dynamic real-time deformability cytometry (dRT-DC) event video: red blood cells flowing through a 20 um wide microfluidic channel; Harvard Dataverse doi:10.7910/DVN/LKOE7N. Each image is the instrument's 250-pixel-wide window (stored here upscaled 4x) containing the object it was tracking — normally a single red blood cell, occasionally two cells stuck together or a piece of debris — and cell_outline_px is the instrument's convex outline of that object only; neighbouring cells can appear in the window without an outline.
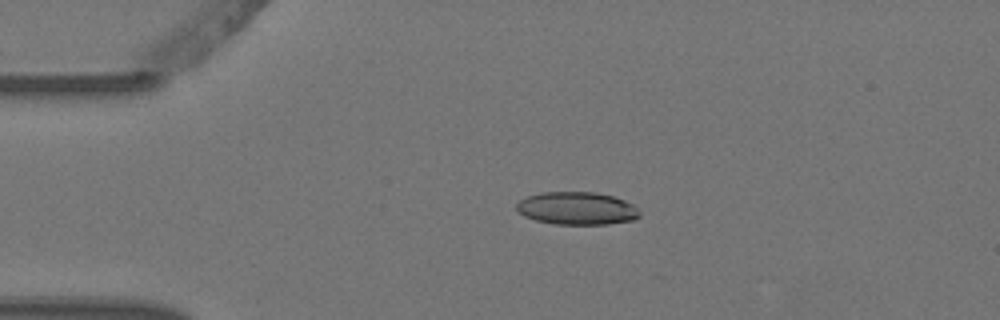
{"species": "Egyptian fruit bat (a non-hibernating species)", "species_latin": "Rousettus aegyptiacus", "temperature_condition": "warm", "stored_images_in_passage": 4, "camera_frame_rate_fps": 3000, "um_per_image_px": 0.085, "animal": {"sex": "female"}, "frame": {"image": 1, "passage_image": 3, "time_ms": 0.667, "image_size_px": [1000, 320], "cell_outline_px": [[640, 216], [632, 220], [608, 224], [556, 224], [536, 220], [524, 216], [516, 212], [516, 204], [520, 200], [528, 196], [540, 192], [596, 192], [612, 196], [624, 200], [632, 204], [640, 212]], "centroid_in_image_um": [49.01, 17.71], "position_along_channel_um": 36.0, "area_um2": 23.52}}